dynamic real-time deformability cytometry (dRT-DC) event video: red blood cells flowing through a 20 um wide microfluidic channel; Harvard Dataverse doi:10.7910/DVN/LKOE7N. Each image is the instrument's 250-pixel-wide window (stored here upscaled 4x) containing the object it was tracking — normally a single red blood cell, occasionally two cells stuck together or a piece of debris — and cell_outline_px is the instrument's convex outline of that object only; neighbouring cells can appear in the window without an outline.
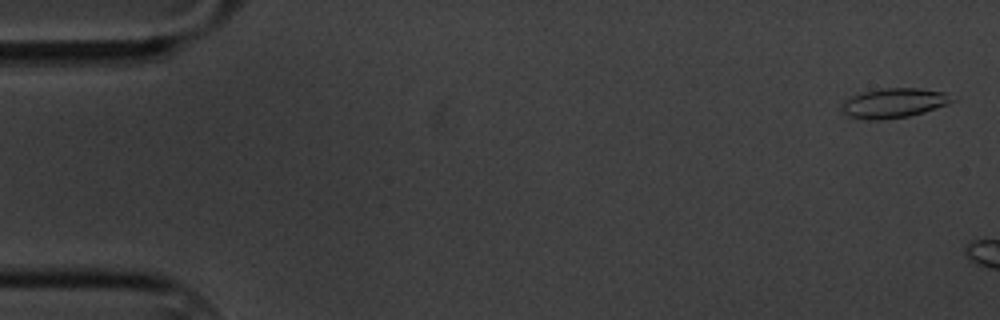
{"species": "common noctule bat (a hibernating species)", "species_latin": "Nyctalus noctula", "temperature_condition": "cold", "stored_images_in_passage": 7, "camera_frame_rate_fps": 3000, "um_per_image_px": 0.085, "animal": {"sex": "male", "body_mass_g": 20.1, "forearm_length_mm": 53.5}, "frame": {"image": 1, "passage_image": 2, "time_ms": 0.333, "image_size_px": [1000, 320], "cell_outline_px": [[956, 100], [948, 104], [924, 112], [908, 116], [880, 120], [864, 120], [848, 116], [840, 112], [840, 104], [844, 100], [852, 96], [864, 92], [880, 88], [920, 88], [944, 92]], "centroid_in_image_um": [75.92, 8.76], "position_along_channel_um": 9.1, "area_um2": 19.25}}